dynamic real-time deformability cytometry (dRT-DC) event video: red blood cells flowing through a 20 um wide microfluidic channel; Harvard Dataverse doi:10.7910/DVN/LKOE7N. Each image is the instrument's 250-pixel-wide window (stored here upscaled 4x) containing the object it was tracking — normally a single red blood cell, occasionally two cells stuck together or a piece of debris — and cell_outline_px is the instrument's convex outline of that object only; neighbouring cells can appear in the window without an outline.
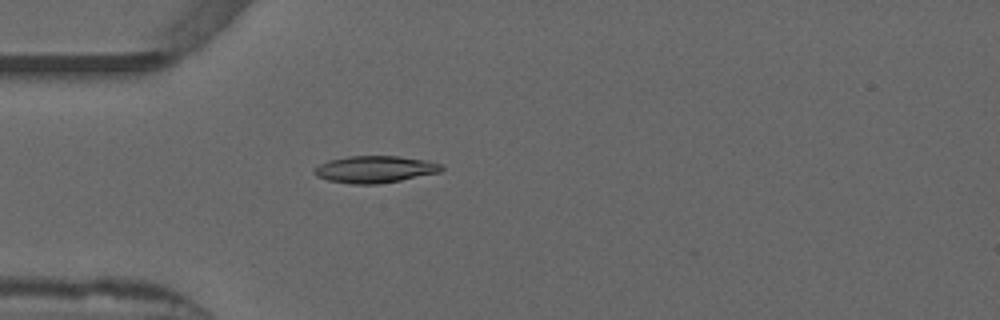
{"species": "common noctule bat (a hibernating species)", "species_latin": "Nyctalus noctula", "temperature_condition": "warm", "stored_images_in_passage": 35, "camera_frame_rate_fps": 3000, "um_per_image_px": 0.085, "animal": {"sex": "male", "forearm_length_mm": 52.5}, "frame": {"image": 1, "passage_image": 2, "time_ms": 0.333, "image_size_px": [1000, 320], "cell_outline_px": [[444, 168], [440, 172], [400, 180], [376, 184], [352, 184], [328, 180], [316, 176], [312, 172], [320, 164], [328, 160], [348, 156], [400, 156], [428, 160], [440, 164]], "centroid_in_image_um": [31.86, 14.38], "position_along_channel_um": 53.1, "area_um2": 19.94}}
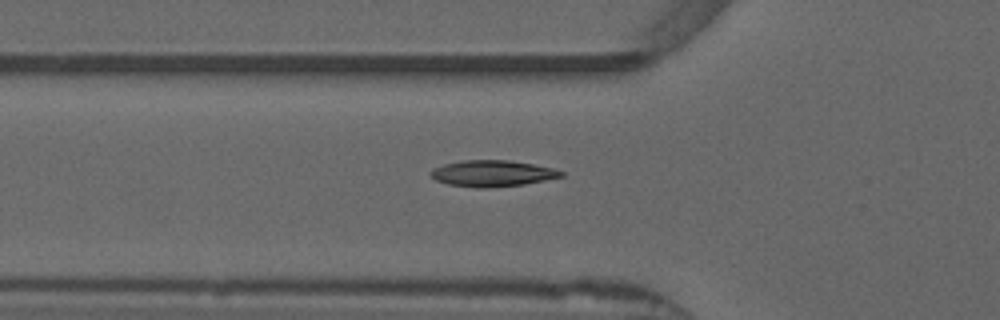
{"frame": {"image": 2, "passage_image": 5, "time_ms": 1.333, "image_size_px": [1000, 320], "cell_outline_px": [[564, 176], [524, 184], [488, 188], [476, 188], [448, 184], [436, 180], [432, 176], [432, 168], [444, 164], [464, 160], [508, 160], [532, 164], [552, 168], [564, 172]], "centroid_in_image_um": [41.85, 14.74], "position_along_channel_um": 84.0, "area_um2": 19.77}}
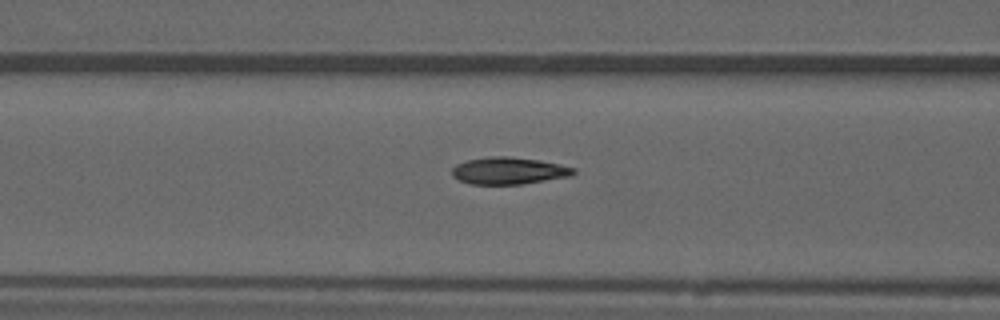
{"frame": {"image": 3, "passage_image": 8, "time_ms": 2.333, "image_size_px": [1000, 320], "cell_outline_px": [[576, 172], [572, 176], [520, 184], [468, 184], [452, 176], [452, 168], [456, 164], [468, 160], [488, 156], [508, 156], [540, 160], [560, 164], [576, 168]], "centroid_in_image_um": [43.26, 14.51], "position_along_channel_um": 123.3, "area_um2": 19.25}, "authors_computed_cell_mechanics": {"area_um2": 19.0162, "velocity_mm_per_s": 3.8867, "shape_relaxation_time_tau1_ms": 6.894, "shape_relaxation_time_tau2_ms": 0.9059, "deformation_change_tau1": 0.2215, "deformation_change_tau2": 0.065}}